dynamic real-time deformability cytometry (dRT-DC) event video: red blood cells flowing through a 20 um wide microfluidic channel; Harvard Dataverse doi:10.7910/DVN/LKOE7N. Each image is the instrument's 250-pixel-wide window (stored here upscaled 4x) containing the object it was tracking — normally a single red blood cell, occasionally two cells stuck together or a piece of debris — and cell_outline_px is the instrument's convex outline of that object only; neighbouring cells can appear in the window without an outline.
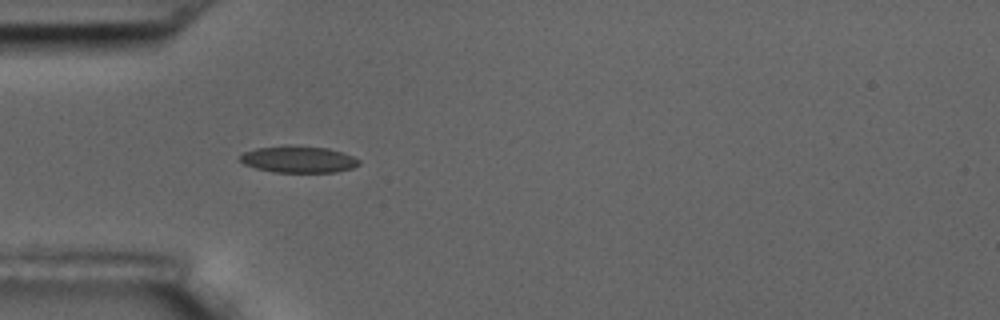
{"species": "common noctule bat (a hibernating species)", "species_latin": "Nyctalus noctula", "temperature_condition": "room temperature", "stored_images_in_passage": 3, "camera_frame_rate_fps": 3000, "um_per_image_px": 0.085, "animal": {"sex": "male", "body_mass_g": 17.5, "forearm_length_mm": 52.3}, "frame": {"image": 1, "passage_image": 2, "time_ms": 1.333, "image_size_px": [1000, 320], "cell_outline_px": [[360, 164], [352, 168], [336, 172], [272, 172], [256, 168], [244, 164], [240, 160], [240, 156], [244, 152], [256, 148], [288, 144], [328, 148], [352, 156], [360, 160]], "centroid_in_image_um": [25.35, 13.53], "position_along_channel_um": 59.6, "area_um2": 18.61}}